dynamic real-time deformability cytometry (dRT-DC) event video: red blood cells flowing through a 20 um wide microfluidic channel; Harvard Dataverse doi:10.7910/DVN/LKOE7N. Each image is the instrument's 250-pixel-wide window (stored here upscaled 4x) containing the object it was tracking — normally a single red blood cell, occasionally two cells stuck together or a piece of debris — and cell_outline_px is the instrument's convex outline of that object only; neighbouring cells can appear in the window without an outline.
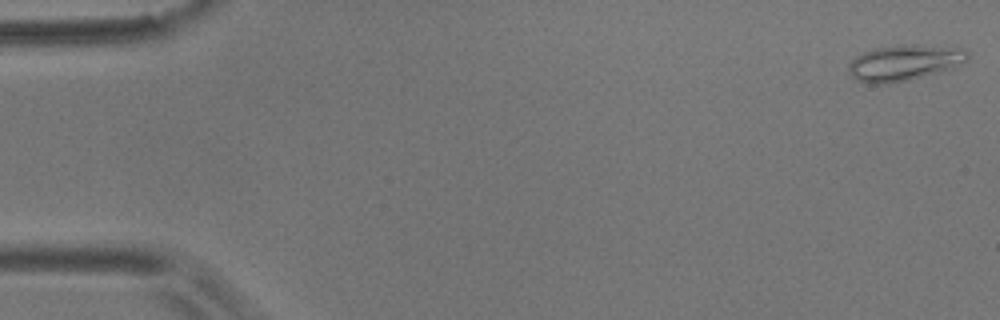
{"species": "common noctule bat (a hibernating species)", "species_latin": "Nyctalus noctula", "temperature_condition": "room temperature", "stored_images_in_passage": 4, "camera_frame_rate_fps": 3000, "um_per_image_px": 0.085, "animal": {"sex": "male", "body_mass_g": 17.9}, "frame": {"image": 1, "passage_image": 1, "time_ms": 0.0, "image_size_px": [1000, 320], "cell_outline_px": [[968, 60], [964, 64], [956, 68], [908, 80], [888, 84], [868, 84], [856, 80], [848, 72], [848, 64], [856, 56], [872, 48], [904, 44], [964, 48], [968, 52]], "centroid_in_image_um": [76.88, 5.34], "position_along_channel_um": 8.1, "area_um2": 25.26}}